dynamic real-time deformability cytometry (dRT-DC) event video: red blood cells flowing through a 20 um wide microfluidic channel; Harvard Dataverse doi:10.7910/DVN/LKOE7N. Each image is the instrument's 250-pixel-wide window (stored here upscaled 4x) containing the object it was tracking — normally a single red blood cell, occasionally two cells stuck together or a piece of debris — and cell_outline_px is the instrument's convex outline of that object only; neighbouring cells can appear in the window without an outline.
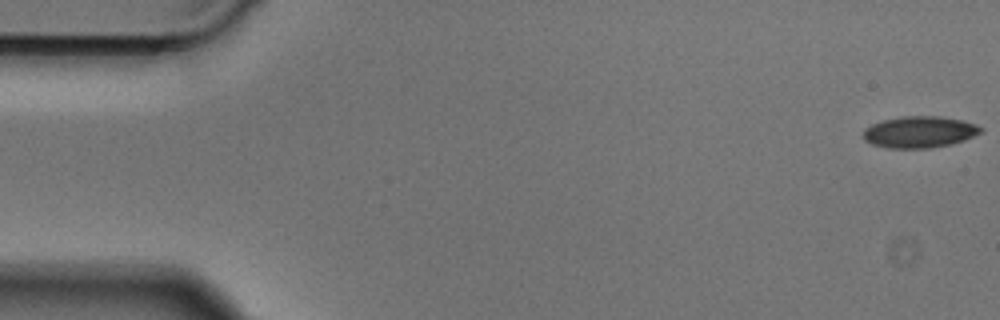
{"species": "Egyptian fruit bat (a non-hibernating species)", "species_latin": "Rousettus aegyptiacus", "temperature_condition": "cold", "stored_images_in_passage": 49, "camera_frame_rate_fps": 3000, "um_per_image_px": 0.085, "animal": {"sex": "male"}, "frame": {"image": 1, "passage_image": 1, "time_ms": 0.0, "image_size_px": [1000, 320], "cell_outline_px": [[984, 128], [980, 132], [964, 140], [952, 144], [928, 148], [888, 148], [872, 144], [864, 140], [864, 128], [872, 124], [884, 120], [900, 116], [940, 116], [964, 120], [976, 124]], "centroid_in_image_um": [78.16, 11.21], "position_along_channel_um": 6.8, "area_um2": 21.62}}
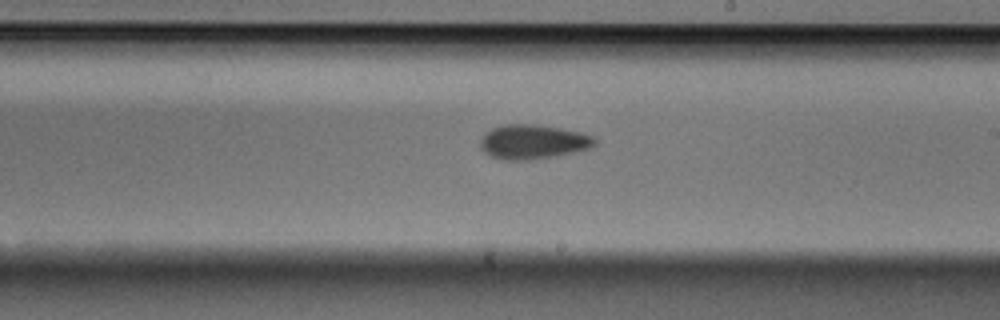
{"frame": {"image": 2, "passage_image": 28, "time_ms": 9.0, "image_size_px": [1000, 320], "cell_outline_px": [[596, 144], [588, 148], [556, 156], [532, 160], [500, 160], [484, 152], [480, 148], [480, 140], [492, 128], [504, 124], [536, 124], [560, 128], [580, 132], [596, 136]], "centroid_in_image_um": [45.31, 12.06], "position_along_channel_um": 243.7, "area_um2": 23.0}}
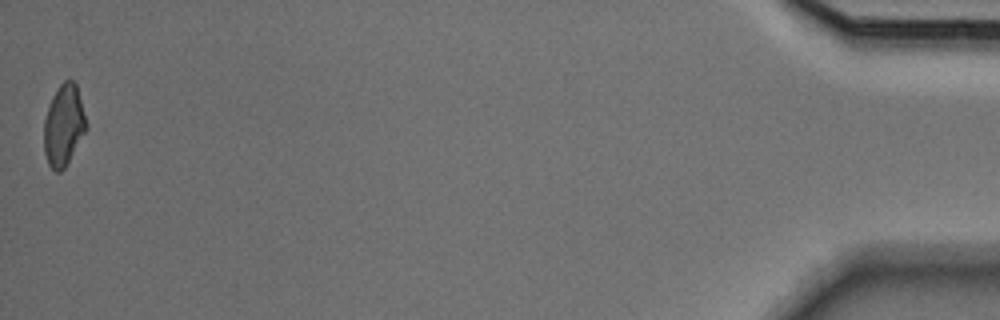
{"frame": {"image": 3, "passage_image": 49, "time_ms": 16.0, "image_size_px": [1000, 320], "cell_outline_px": [[88, 128], [64, 168], [60, 172], [56, 172], [48, 164], [44, 152], [44, 120], [52, 96], [60, 84], [64, 80], [72, 80], [76, 84], [88, 124]], "centroid_in_image_um": [5.42, 10.65], "position_along_channel_um": 429.8, "area_um2": 20.0}}